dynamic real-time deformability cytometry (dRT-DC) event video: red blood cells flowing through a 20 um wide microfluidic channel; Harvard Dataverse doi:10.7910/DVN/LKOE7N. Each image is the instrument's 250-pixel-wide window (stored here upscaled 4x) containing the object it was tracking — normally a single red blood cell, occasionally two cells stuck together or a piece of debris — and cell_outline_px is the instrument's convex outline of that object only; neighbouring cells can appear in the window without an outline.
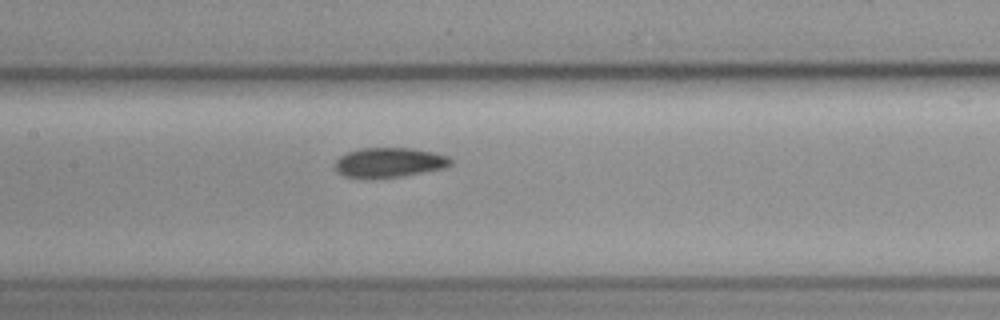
{"species": "common noctule bat (a hibernating species)", "species_latin": "Nyctalus noctula", "temperature_condition": "cold", "stored_images_in_passage": 7, "segment_of_instrument_passage": [2, 2], "camera_frame_rate_fps": 3000, "um_per_image_px": 0.085, "animal": {"sex": "female", "body_mass_g": 19.3, "forearm_length_mm": 54.1}, "frame": {"image": 1, "passage_image": 7, "time_ms": 8.667, "image_size_px": [1000, 320], "cell_outline_px": [[452, 164], [444, 168], [400, 176], [344, 176], [336, 172], [336, 160], [340, 156], [348, 152], [360, 148], [412, 148], [432, 152], [448, 156], [452, 160]], "centroid_in_image_um": [33.11, 13.78], "position_along_channel_um": 174.3, "area_um2": 19.42}}